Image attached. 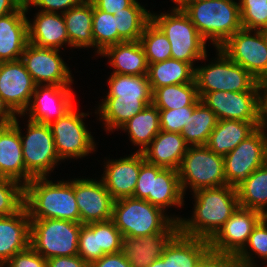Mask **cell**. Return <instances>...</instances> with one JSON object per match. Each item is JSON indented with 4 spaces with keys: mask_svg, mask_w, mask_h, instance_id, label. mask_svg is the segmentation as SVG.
<instances>
[{
    "mask_svg": "<svg viewBox=\"0 0 267 267\" xmlns=\"http://www.w3.org/2000/svg\"><path fill=\"white\" fill-rule=\"evenodd\" d=\"M29 43L43 48L60 49L69 45L63 14L38 12L33 23L28 20Z\"/></svg>",
    "mask_w": 267,
    "mask_h": 267,
    "instance_id": "27",
    "label": "cell"
},
{
    "mask_svg": "<svg viewBox=\"0 0 267 267\" xmlns=\"http://www.w3.org/2000/svg\"><path fill=\"white\" fill-rule=\"evenodd\" d=\"M145 162L142 152L108 160L102 182L114 200L133 197L141 165Z\"/></svg>",
    "mask_w": 267,
    "mask_h": 267,
    "instance_id": "20",
    "label": "cell"
},
{
    "mask_svg": "<svg viewBox=\"0 0 267 267\" xmlns=\"http://www.w3.org/2000/svg\"><path fill=\"white\" fill-rule=\"evenodd\" d=\"M216 61L204 67H195L194 80L199 98L213 91H261L260 84L246 69L233 62L217 48Z\"/></svg>",
    "mask_w": 267,
    "mask_h": 267,
    "instance_id": "6",
    "label": "cell"
},
{
    "mask_svg": "<svg viewBox=\"0 0 267 267\" xmlns=\"http://www.w3.org/2000/svg\"><path fill=\"white\" fill-rule=\"evenodd\" d=\"M218 123L216 114L201 101L195 106L188 126L181 132L189 146H204Z\"/></svg>",
    "mask_w": 267,
    "mask_h": 267,
    "instance_id": "36",
    "label": "cell"
},
{
    "mask_svg": "<svg viewBox=\"0 0 267 267\" xmlns=\"http://www.w3.org/2000/svg\"><path fill=\"white\" fill-rule=\"evenodd\" d=\"M239 206L261 213L267 210V162L237 188Z\"/></svg>",
    "mask_w": 267,
    "mask_h": 267,
    "instance_id": "35",
    "label": "cell"
},
{
    "mask_svg": "<svg viewBox=\"0 0 267 267\" xmlns=\"http://www.w3.org/2000/svg\"><path fill=\"white\" fill-rule=\"evenodd\" d=\"M100 55L110 58L113 73L147 75L148 63L140 41H125L108 46Z\"/></svg>",
    "mask_w": 267,
    "mask_h": 267,
    "instance_id": "28",
    "label": "cell"
},
{
    "mask_svg": "<svg viewBox=\"0 0 267 267\" xmlns=\"http://www.w3.org/2000/svg\"><path fill=\"white\" fill-rule=\"evenodd\" d=\"M12 117H0V127L3 125V123L9 122Z\"/></svg>",
    "mask_w": 267,
    "mask_h": 267,
    "instance_id": "57",
    "label": "cell"
},
{
    "mask_svg": "<svg viewBox=\"0 0 267 267\" xmlns=\"http://www.w3.org/2000/svg\"><path fill=\"white\" fill-rule=\"evenodd\" d=\"M109 92L106 98L152 99V90L147 75H121L111 73Z\"/></svg>",
    "mask_w": 267,
    "mask_h": 267,
    "instance_id": "38",
    "label": "cell"
},
{
    "mask_svg": "<svg viewBox=\"0 0 267 267\" xmlns=\"http://www.w3.org/2000/svg\"><path fill=\"white\" fill-rule=\"evenodd\" d=\"M82 224L61 219H30V246L45 259L78 255Z\"/></svg>",
    "mask_w": 267,
    "mask_h": 267,
    "instance_id": "7",
    "label": "cell"
},
{
    "mask_svg": "<svg viewBox=\"0 0 267 267\" xmlns=\"http://www.w3.org/2000/svg\"><path fill=\"white\" fill-rule=\"evenodd\" d=\"M267 162V134L257 129L235 149L224 156L227 185L237 188L256 169Z\"/></svg>",
    "mask_w": 267,
    "mask_h": 267,
    "instance_id": "12",
    "label": "cell"
},
{
    "mask_svg": "<svg viewBox=\"0 0 267 267\" xmlns=\"http://www.w3.org/2000/svg\"><path fill=\"white\" fill-rule=\"evenodd\" d=\"M60 50L28 43L20 60L36 85L70 86L71 71L58 54Z\"/></svg>",
    "mask_w": 267,
    "mask_h": 267,
    "instance_id": "15",
    "label": "cell"
},
{
    "mask_svg": "<svg viewBox=\"0 0 267 267\" xmlns=\"http://www.w3.org/2000/svg\"><path fill=\"white\" fill-rule=\"evenodd\" d=\"M47 267H88V264L79 255L58 256L47 259Z\"/></svg>",
    "mask_w": 267,
    "mask_h": 267,
    "instance_id": "52",
    "label": "cell"
},
{
    "mask_svg": "<svg viewBox=\"0 0 267 267\" xmlns=\"http://www.w3.org/2000/svg\"><path fill=\"white\" fill-rule=\"evenodd\" d=\"M194 214L178 221L185 236L210 240L239 207L237 189L230 185L203 188L193 192Z\"/></svg>",
    "mask_w": 267,
    "mask_h": 267,
    "instance_id": "1",
    "label": "cell"
},
{
    "mask_svg": "<svg viewBox=\"0 0 267 267\" xmlns=\"http://www.w3.org/2000/svg\"><path fill=\"white\" fill-rule=\"evenodd\" d=\"M178 170L162 168L148 162L140 167L133 197L146 200L152 205L162 208L181 207L184 198Z\"/></svg>",
    "mask_w": 267,
    "mask_h": 267,
    "instance_id": "9",
    "label": "cell"
},
{
    "mask_svg": "<svg viewBox=\"0 0 267 267\" xmlns=\"http://www.w3.org/2000/svg\"><path fill=\"white\" fill-rule=\"evenodd\" d=\"M25 0H0V17L16 12Z\"/></svg>",
    "mask_w": 267,
    "mask_h": 267,
    "instance_id": "54",
    "label": "cell"
},
{
    "mask_svg": "<svg viewBox=\"0 0 267 267\" xmlns=\"http://www.w3.org/2000/svg\"><path fill=\"white\" fill-rule=\"evenodd\" d=\"M88 267H132L122 252L105 254L100 259L88 264Z\"/></svg>",
    "mask_w": 267,
    "mask_h": 267,
    "instance_id": "50",
    "label": "cell"
},
{
    "mask_svg": "<svg viewBox=\"0 0 267 267\" xmlns=\"http://www.w3.org/2000/svg\"><path fill=\"white\" fill-rule=\"evenodd\" d=\"M165 211L146 200L125 197L114 200L112 221L123 238L141 237L165 232L179 217H170Z\"/></svg>",
    "mask_w": 267,
    "mask_h": 267,
    "instance_id": "4",
    "label": "cell"
},
{
    "mask_svg": "<svg viewBox=\"0 0 267 267\" xmlns=\"http://www.w3.org/2000/svg\"><path fill=\"white\" fill-rule=\"evenodd\" d=\"M116 17L105 11L99 10L93 4L92 35L94 47L97 48L98 55L108 46L118 44Z\"/></svg>",
    "mask_w": 267,
    "mask_h": 267,
    "instance_id": "40",
    "label": "cell"
},
{
    "mask_svg": "<svg viewBox=\"0 0 267 267\" xmlns=\"http://www.w3.org/2000/svg\"><path fill=\"white\" fill-rule=\"evenodd\" d=\"M188 148L181 133L160 131L142 154L150 164L178 170Z\"/></svg>",
    "mask_w": 267,
    "mask_h": 267,
    "instance_id": "26",
    "label": "cell"
},
{
    "mask_svg": "<svg viewBox=\"0 0 267 267\" xmlns=\"http://www.w3.org/2000/svg\"><path fill=\"white\" fill-rule=\"evenodd\" d=\"M183 194L189 185L192 191L227 185L224 156L211 151L206 145L189 146L178 169Z\"/></svg>",
    "mask_w": 267,
    "mask_h": 267,
    "instance_id": "8",
    "label": "cell"
},
{
    "mask_svg": "<svg viewBox=\"0 0 267 267\" xmlns=\"http://www.w3.org/2000/svg\"><path fill=\"white\" fill-rule=\"evenodd\" d=\"M239 8L244 29L267 31V0H240Z\"/></svg>",
    "mask_w": 267,
    "mask_h": 267,
    "instance_id": "43",
    "label": "cell"
},
{
    "mask_svg": "<svg viewBox=\"0 0 267 267\" xmlns=\"http://www.w3.org/2000/svg\"><path fill=\"white\" fill-rule=\"evenodd\" d=\"M121 128L130 134L129 138L134 145L141 147L137 152H143L161 131L159 110L151 103Z\"/></svg>",
    "mask_w": 267,
    "mask_h": 267,
    "instance_id": "33",
    "label": "cell"
},
{
    "mask_svg": "<svg viewBox=\"0 0 267 267\" xmlns=\"http://www.w3.org/2000/svg\"><path fill=\"white\" fill-rule=\"evenodd\" d=\"M195 67L189 63L169 58L168 60L148 64L147 78L152 92L159 87L173 84L192 83Z\"/></svg>",
    "mask_w": 267,
    "mask_h": 267,
    "instance_id": "32",
    "label": "cell"
},
{
    "mask_svg": "<svg viewBox=\"0 0 267 267\" xmlns=\"http://www.w3.org/2000/svg\"><path fill=\"white\" fill-rule=\"evenodd\" d=\"M24 206V186L0 177V217L11 216Z\"/></svg>",
    "mask_w": 267,
    "mask_h": 267,
    "instance_id": "41",
    "label": "cell"
},
{
    "mask_svg": "<svg viewBox=\"0 0 267 267\" xmlns=\"http://www.w3.org/2000/svg\"><path fill=\"white\" fill-rule=\"evenodd\" d=\"M260 110H259V125L258 128L265 131L267 128V81H263L260 84ZM264 93V94H263Z\"/></svg>",
    "mask_w": 267,
    "mask_h": 267,
    "instance_id": "53",
    "label": "cell"
},
{
    "mask_svg": "<svg viewBox=\"0 0 267 267\" xmlns=\"http://www.w3.org/2000/svg\"><path fill=\"white\" fill-rule=\"evenodd\" d=\"M139 41L148 64L171 58V44L163 31L152 20L146 24Z\"/></svg>",
    "mask_w": 267,
    "mask_h": 267,
    "instance_id": "39",
    "label": "cell"
},
{
    "mask_svg": "<svg viewBox=\"0 0 267 267\" xmlns=\"http://www.w3.org/2000/svg\"><path fill=\"white\" fill-rule=\"evenodd\" d=\"M36 84L21 60L0 62V103L11 115H25Z\"/></svg>",
    "mask_w": 267,
    "mask_h": 267,
    "instance_id": "14",
    "label": "cell"
},
{
    "mask_svg": "<svg viewBox=\"0 0 267 267\" xmlns=\"http://www.w3.org/2000/svg\"><path fill=\"white\" fill-rule=\"evenodd\" d=\"M47 267V259L37 253L31 246L16 253L4 266L6 267Z\"/></svg>",
    "mask_w": 267,
    "mask_h": 267,
    "instance_id": "48",
    "label": "cell"
},
{
    "mask_svg": "<svg viewBox=\"0 0 267 267\" xmlns=\"http://www.w3.org/2000/svg\"><path fill=\"white\" fill-rule=\"evenodd\" d=\"M197 267H245L237 254L220 253L209 250L199 261Z\"/></svg>",
    "mask_w": 267,
    "mask_h": 267,
    "instance_id": "47",
    "label": "cell"
},
{
    "mask_svg": "<svg viewBox=\"0 0 267 267\" xmlns=\"http://www.w3.org/2000/svg\"><path fill=\"white\" fill-rule=\"evenodd\" d=\"M261 219L262 213L260 211L239 206L209 240L211 250L238 254L247 244L253 228Z\"/></svg>",
    "mask_w": 267,
    "mask_h": 267,
    "instance_id": "17",
    "label": "cell"
},
{
    "mask_svg": "<svg viewBox=\"0 0 267 267\" xmlns=\"http://www.w3.org/2000/svg\"><path fill=\"white\" fill-rule=\"evenodd\" d=\"M69 46L94 47L92 35L93 3L85 0L81 5L69 9L63 14Z\"/></svg>",
    "mask_w": 267,
    "mask_h": 267,
    "instance_id": "30",
    "label": "cell"
},
{
    "mask_svg": "<svg viewBox=\"0 0 267 267\" xmlns=\"http://www.w3.org/2000/svg\"><path fill=\"white\" fill-rule=\"evenodd\" d=\"M258 125L259 122L218 120L206 146L216 154L225 156L251 136L258 129Z\"/></svg>",
    "mask_w": 267,
    "mask_h": 267,
    "instance_id": "29",
    "label": "cell"
},
{
    "mask_svg": "<svg viewBox=\"0 0 267 267\" xmlns=\"http://www.w3.org/2000/svg\"><path fill=\"white\" fill-rule=\"evenodd\" d=\"M0 177L23 186L33 178L25 169L19 129L11 121L0 127Z\"/></svg>",
    "mask_w": 267,
    "mask_h": 267,
    "instance_id": "22",
    "label": "cell"
},
{
    "mask_svg": "<svg viewBox=\"0 0 267 267\" xmlns=\"http://www.w3.org/2000/svg\"><path fill=\"white\" fill-rule=\"evenodd\" d=\"M182 10L202 38L217 48L242 29L239 3L233 0H190Z\"/></svg>",
    "mask_w": 267,
    "mask_h": 267,
    "instance_id": "3",
    "label": "cell"
},
{
    "mask_svg": "<svg viewBox=\"0 0 267 267\" xmlns=\"http://www.w3.org/2000/svg\"><path fill=\"white\" fill-rule=\"evenodd\" d=\"M71 91L70 86L36 85L32 100L26 110V114L29 111V120L49 125L62 118L74 107L72 102L74 95Z\"/></svg>",
    "mask_w": 267,
    "mask_h": 267,
    "instance_id": "19",
    "label": "cell"
},
{
    "mask_svg": "<svg viewBox=\"0 0 267 267\" xmlns=\"http://www.w3.org/2000/svg\"><path fill=\"white\" fill-rule=\"evenodd\" d=\"M78 255L87 264L105 255L102 249L99 248L98 222L82 224L78 241Z\"/></svg>",
    "mask_w": 267,
    "mask_h": 267,
    "instance_id": "44",
    "label": "cell"
},
{
    "mask_svg": "<svg viewBox=\"0 0 267 267\" xmlns=\"http://www.w3.org/2000/svg\"><path fill=\"white\" fill-rule=\"evenodd\" d=\"M99 10L114 15L129 7L135 0H90Z\"/></svg>",
    "mask_w": 267,
    "mask_h": 267,
    "instance_id": "51",
    "label": "cell"
},
{
    "mask_svg": "<svg viewBox=\"0 0 267 267\" xmlns=\"http://www.w3.org/2000/svg\"><path fill=\"white\" fill-rule=\"evenodd\" d=\"M75 109L73 107L62 118L49 124L60 161L85 157L96 147L93 136L82 119L88 114L79 113Z\"/></svg>",
    "mask_w": 267,
    "mask_h": 267,
    "instance_id": "13",
    "label": "cell"
},
{
    "mask_svg": "<svg viewBox=\"0 0 267 267\" xmlns=\"http://www.w3.org/2000/svg\"><path fill=\"white\" fill-rule=\"evenodd\" d=\"M262 218L267 222V210L262 213Z\"/></svg>",
    "mask_w": 267,
    "mask_h": 267,
    "instance_id": "58",
    "label": "cell"
},
{
    "mask_svg": "<svg viewBox=\"0 0 267 267\" xmlns=\"http://www.w3.org/2000/svg\"><path fill=\"white\" fill-rule=\"evenodd\" d=\"M99 248L105 254H114L122 251L123 235L112 220L98 222Z\"/></svg>",
    "mask_w": 267,
    "mask_h": 267,
    "instance_id": "45",
    "label": "cell"
},
{
    "mask_svg": "<svg viewBox=\"0 0 267 267\" xmlns=\"http://www.w3.org/2000/svg\"><path fill=\"white\" fill-rule=\"evenodd\" d=\"M260 91L205 93L200 99L218 120L259 122Z\"/></svg>",
    "mask_w": 267,
    "mask_h": 267,
    "instance_id": "16",
    "label": "cell"
},
{
    "mask_svg": "<svg viewBox=\"0 0 267 267\" xmlns=\"http://www.w3.org/2000/svg\"><path fill=\"white\" fill-rule=\"evenodd\" d=\"M252 32H255L253 35ZM258 82L267 80V31L240 29L219 47Z\"/></svg>",
    "mask_w": 267,
    "mask_h": 267,
    "instance_id": "11",
    "label": "cell"
},
{
    "mask_svg": "<svg viewBox=\"0 0 267 267\" xmlns=\"http://www.w3.org/2000/svg\"><path fill=\"white\" fill-rule=\"evenodd\" d=\"M28 10L23 4L16 12L0 17V62L20 60L29 43Z\"/></svg>",
    "mask_w": 267,
    "mask_h": 267,
    "instance_id": "23",
    "label": "cell"
},
{
    "mask_svg": "<svg viewBox=\"0 0 267 267\" xmlns=\"http://www.w3.org/2000/svg\"><path fill=\"white\" fill-rule=\"evenodd\" d=\"M152 99L137 98H105L99 105L98 113L104 126L110 132L113 129H121L126 122L141 112Z\"/></svg>",
    "mask_w": 267,
    "mask_h": 267,
    "instance_id": "31",
    "label": "cell"
},
{
    "mask_svg": "<svg viewBox=\"0 0 267 267\" xmlns=\"http://www.w3.org/2000/svg\"><path fill=\"white\" fill-rule=\"evenodd\" d=\"M0 117H12L0 103Z\"/></svg>",
    "mask_w": 267,
    "mask_h": 267,
    "instance_id": "56",
    "label": "cell"
},
{
    "mask_svg": "<svg viewBox=\"0 0 267 267\" xmlns=\"http://www.w3.org/2000/svg\"><path fill=\"white\" fill-rule=\"evenodd\" d=\"M85 0H25V8H30V5L39 6L42 12L64 14L69 9L81 5ZM57 10V11H56ZM58 10H62L59 11Z\"/></svg>",
    "mask_w": 267,
    "mask_h": 267,
    "instance_id": "49",
    "label": "cell"
},
{
    "mask_svg": "<svg viewBox=\"0 0 267 267\" xmlns=\"http://www.w3.org/2000/svg\"><path fill=\"white\" fill-rule=\"evenodd\" d=\"M179 231L175 221L165 232L141 237L123 238L122 253L132 267H148L160 258L170 239Z\"/></svg>",
    "mask_w": 267,
    "mask_h": 267,
    "instance_id": "24",
    "label": "cell"
},
{
    "mask_svg": "<svg viewBox=\"0 0 267 267\" xmlns=\"http://www.w3.org/2000/svg\"><path fill=\"white\" fill-rule=\"evenodd\" d=\"M24 206L30 219H61L80 223L74 179L53 183L34 177L24 186Z\"/></svg>",
    "mask_w": 267,
    "mask_h": 267,
    "instance_id": "2",
    "label": "cell"
},
{
    "mask_svg": "<svg viewBox=\"0 0 267 267\" xmlns=\"http://www.w3.org/2000/svg\"><path fill=\"white\" fill-rule=\"evenodd\" d=\"M172 1H174V3L177 4L175 8H182L190 0H172Z\"/></svg>",
    "mask_w": 267,
    "mask_h": 267,
    "instance_id": "55",
    "label": "cell"
},
{
    "mask_svg": "<svg viewBox=\"0 0 267 267\" xmlns=\"http://www.w3.org/2000/svg\"><path fill=\"white\" fill-rule=\"evenodd\" d=\"M200 101L195 80L192 83L159 87L152 93V104L158 110H174L185 106H196Z\"/></svg>",
    "mask_w": 267,
    "mask_h": 267,
    "instance_id": "34",
    "label": "cell"
},
{
    "mask_svg": "<svg viewBox=\"0 0 267 267\" xmlns=\"http://www.w3.org/2000/svg\"><path fill=\"white\" fill-rule=\"evenodd\" d=\"M195 106H185L174 110H159L161 131L181 133L193 113Z\"/></svg>",
    "mask_w": 267,
    "mask_h": 267,
    "instance_id": "46",
    "label": "cell"
},
{
    "mask_svg": "<svg viewBox=\"0 0 267 267\" xmlns=\"http://www.w3.org/2000/svg\"><path fill=\"white\" fill-rule=\"evenodd\" d=\"M118 31V44L125 41H139L146 24L151 20L144 6L136 0L120 13H115Z\"/></svg>",
    "mask_w": 267,
    "mask_h": 267,
    "instance_id": "37",
    "label": "cell"
},
{
    "mask_svg": "<svg viewBox=\"0 0 267 267\" xmlns=\"http://www.w3.org/2000/svg\"><path fill=\"white\" fill-rule=\"evenodd\" d=\"M16 117L10 121L19 129L26 171L33 178L47 177L60 161L50 126L28 120L27 135L23 136Z\"/></svg>",
    "mask_w": 267,
    "mask_h": 267,
    "instance_id": "10",
    "label": "cell"
},
{
    "mask_svg": "<svg viewBox=\"0 0 267 267\" xmlns=\"http://www.w3.org/2000/svg\"><path fill=\"white\" fill-rule=\"evenodd\" d=\"M248 247L249 251L252 250L260 258L267 260V223L263 218L253 228L247 244L237 254L238 259L245 267H256L252 255H250L251 252H248Z\"/></svg>",
    "mask_w": 267,
    "mask_h": 267,
    "instance_id": "42",
    "label": "cell"
},
{
    "mask_svg": "<svg viewBox=\"0 0 267 267\" xmlns=\"http://www.w3.org/2000/svg\"><path fill=\"white\" fill-rule=\"evenodd\" d=\"M74 194L81 224L112 220L114 199L102 180L75 179Z\"/></svg>",
    "mask_w": 267,
    "mask_h": 267,
    "instance_id": "18",
    "label": "cell"
},
{
    "mask_svg": "<svg viewBox=\"0 0 267 267\" xmlns=\"http://www.w3.org/2000/svg\"><path fill=\"white\" fill-rule=\"evenodd\" d=\"M151 20L163 31L171 44V58L189 63L206 60V41L199 34L188 15L182 8L172 9V12L151 13Z\"/></svg>",
    "mask_w": 267,
    "mask_h": 267,
    "instance_id": "5",
    "label": "cell"
},
{
    "mask_svg": "<svg viewBox=\"0 0 267 267\" xmlns=\"http://www.w3.org/2000/svg\"><path fill=\"white\" fill-rule=\"evenodd\" d=\"M30 246V217L25 206L11 216L0 217V267Z\"/></svg>",
    "mask_w": 267,
    "mask_h": 267,
    "instance_id": "25",
    "label": "cell"
},
{
    "mask_svg": "<svg viewBox=\"0 0 267 267\" xmlns=\"http://www.w3.org/2000/svg\"><path fill=\"white\" fill-rule=\"evenodd\" d=\"M210 249L209 240L185 236L178 231L166 244L162 256L148 267H197Z\"/></svg>",
    "mask_w": 267,
    "mask_h": 267,
    "instance_id": "21",
    "label": "cell"
}]
</instances>
